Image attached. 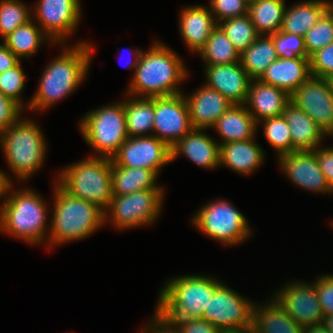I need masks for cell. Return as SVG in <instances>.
Segmentation results:
<instances>
[{"label": "cell", "instance_id": "cell-47", "mask_svg": "<svg viewBox=\"0 0 333 333\" xmlns=\"http://www.w3.org/2000/svg\"><path fill=\"white\" fill-rule=\"evenodd\" d=\"M155 313L154 320H151L152 324H148L146 329L143 328L142 333H181L174 323L162 317L157 311Z\"/></svg>", "mask_w": 333, "mask_h": 333}, {"label": "cell", "instance_id": "cell-7", "mask_svg": "<svg viewBox=\"0 0 333 333\" xmlns=\"http://www.w3.org/2000/svg\"><path fill=\"white\" fill-rule=\"evenodd\" d=\"M0 136L8 166L19 179L25 180L38 171L45 160L46 142L35 122L20 118Z\"/></svg>", "mask_w": 333, "mask_h": 333}, {"label": "cell", "instance_id": "cell-25", "mask_svg": "<svg viewBox=\"0 0 333 333\" xmlns=\"http://www.w3.org/2000/svg\"><path fill=\"white\" fill-rule=\"evenodd\" d=\"M254 138L220 144L219 165H225L239 174H250L264 161V150Z\"/></svg>", "mask_w": 333, "mask_h": 333}, {"label": "cell", "instance_id": "cell-43", "mask_svg": "<svg viewBox=\"0 0 333 333\" xmlns=\"http://www.w3.org/2000/svg\"><path fill=\"white\" fill-rule=\"evenodd\" d=\"M315 287L324 316L333 314V275L318 277Z\"/></svg>", "mask_w": 333, "mask_h": 333}, {"label": "cell", "instance_id": "cell-9", "mask_svg": "<svg viewBox=\"0 0 333 333\" xmlns=\"http://www.w3.org/2000/svg\"><path fill=\"white\" fill-rule=\"evenodd\" d=\"M195 215L192 222L197 229L223 244H239L251 235L246 217L222 199L203 206Z\"/></svg>", "mask_w": 333, "mask_h": 333}, {"label": "cell", "instance_id": "cell-41", "mask_svg": "<svg viewBox=\"0 0 333 333\" xmlns=\"http://www.w3.org/2000/svg\"><path fill=\"white\" fill-rule=\"evenodd\" d=\"M249 5L243 0H210V11L216 17L217 24L222 20L248 14ZM219 22H218V21Z\"/></svg>", "mask_w": 333, "mask_h": 333}, {"label": "cell", "instance_id": "cell-36", "mask_svg": "<svg viewBox=\"0 0 333 333\" xmlns=\"http://www.w3.org/2000/svg\"><path fill=\"white\" fill-rule=\"evenodd\" d=\"M264 136L268 143L278 152V157L293 152V141L290 128L284 116L266 118Z\"/></svg>", "mask_w": 333, "mask_h": 333}, {"label": "cell", "instance_id": "cell-55", "mask_svg": "<svg viewBox=\"0 0 333 333\" xmlns=\"http://www.w3.org/2000/svg\"><path fill=\"white\" fill-rule=\"evenodd\" d=\"M328 81H329V84H330V86H331V90H332V93H333V76H330V77L328 78Z\"/></svg>", "mask_w": 333, "mask_h": 333}, {"label": "cell", "instance_id": "cell-37", "mask_svg": "<svg viewBox=\"0 0 333 333\" xmlns=\"http://www.w3.org/2000/svg\"><path fill=\"white\" fill-rule=\"evenodd\" d=\"M26 6L20 0L0 1V37H6L17 27L31 20L33 15Z\"/></svg>", "mask_w": 333, "mask_h": 333}, {"label": "cell", "instance_id": "cell-50", "mask_svg": "<svg viewBox=\"0 0 333 333\" xmlns=\"http://www.w3.org/2000/svg\"><path fill=\"white\" fill-rule=\"evenodd\" d=\"M11 183V179H9L6 174H4L3 172H1L0 170V197L7 196V194H5L6 191V187L7 185Z\"/></svg>", "mask_w": 333, "mask_h": 333}, {"label": "cell", "instance_id": "cell-15", "mask_svg": "<svg viewBox=\"0 0 333 333\" xmlns=\"http://www.w3.org/2000/svg\"><path fill=\"white\" fill-rule=\"evenodd\" d=\"M35 7V18L50 37V42L65 44V38L76 30L80 22V0H40Z\"/></svg>", "mask_w": 333, "mask_h": 333}, {"label": "cell", "instance_id": "cell-1", "mask_svg": "<svg viewBox=\"0 0 333 333\" xmlns=\"http://www.w3.org/2000/svg\"><path fill=\"white\" fill-rule=\"evenodd\" d=\"M93 48L84 41L73 48H64L62 55L44 70L37 91L27 103L28 108L43 111L72 93L86 78Z\"/></svg>", "mask_w": 333, "mask_h": 333}, {"label": "cell", "instance_id": "cell-32", "mask_svg": "<svg viewBox=\"0 0 333 333\" xmlns=\"http://www.w3.org/2000/svg\"><path fill=\"white\" fill-rule=\"evenodd\" d=\"M131 99V100H130ZM124 101L126 129L128 137L145 136L153 132L155 118V97L130 98Z\"/></svg>", "mask_w": 333, "mask_h": 333}, {"label": "cell", "instance_id": "cell-17", "mask_svg": "<svg viewBox=\"0 0 333 333\" xmlns=\"http://www.w3.org/2000/svg\"><path fill=\"white\" fill-rule=\"evenodd\" d=\"M283 172L296 186L329 193V183L320 169L314 151H294L278 157Z\"/></svg>", "mask_w": 333, "mask_h": 333}, {"label": "cell", "instance_id": "cell-38", "mask_svg": "<svg viewBox=\"0 0 333 333\" xmlns=\"http://www.w3.org/2000/svg\"><path fill=\"white\" fill-rule=\"evenodd\" d=\"M307 56L333 42V15L327 10L304 36Z\"/></svg>", "mask_w": 333, "mask_h": 333}, {"label": "cell", "instance_id": "cell-56", "mask_svg": "<svg viewBox=\"0 0 333 333\" xmlns=\"http://www.w3.org/2000/svg\"><path fill=\"white\" fill-rule=\"evenodd\" d=\"M246 4L250 5L252 4L255 0H243Z\"/></svg>", "mask_w": 333, "mask_h": 333}, {"label": "cell", "instance_id": "cell-21", "mask_svg": "<svg viewBox=\"0 0 333 333\" xmlns=\"http://www.w3.org/2000/svg\"><path fill=\"white\" fill-rule=\"evenodd\" d=\"M204 129H193L171 147V161L180 154L202 168L219 166L220 143L203 133Z\"/></svg>", "mask_w": 333, "mask_h": 333}, {"label": "cell", "instance_id": "cell-4", "mask_svg": "<svg viewBox=\"0 0 333 333\" xmlns=\"http://www.w3.org/2000/svg\"><path fill=\"white\" fill-rule=\"evenodd\" d=\"M221 283L210 276L195 274L172 278L159 294L156 311L167 320L202 318Z\"/></svg>", "mask_w": 333, "mask_h": 333}, {"label": "cell", "instance_id": "cell-19", "mask_svg": "<svg viewBox=\"0 0 333 333\" xmlns=\"http://www.w3.org/2000/svg\"><path fill=\"white\" fill-rule=\"evenodd\" d=\"M254 82V83H253ZM290 95L278 87L252 79L245 105L255 122L259 124L266 118L280 117L290 103Z\"/></svg>", "mask_w": 333, "mask_h": 333}, {"label": "cell", "instance_id": "cell-22", "mask_svg": "<svg viewBox=\"0 0 333 333\" xmlns=\"http://www.w3.org/2000/svg\"><path fill=\"white\" fill-rule=\"evenodd\" d=\"M310 76L309 57L293 59L278 57L265 70L259 80L278 87L291 95Z\"/></svg>", "mask_w": 333, "mask_h": 333}, {"label": "cell", "instance_id": "cell-24", "mask_svg": "<svg viewBox=\"0 0 333 333\" xmlns=\"http://www.w3.org/2000/svg\"><path fill=\"white\" fill-rule=\"evenodd\" d=\"M290 128L294 151H314L323 137L324 131L303 110L289 103L283 113Z\"/></svg>", "mask_w": 333, "mask_h": 333}, {"label": "cell", "instance_id": "cell-35", "mask_svg": "<svg viewBox=\"0 0 333 333\" xmlns=\"http://www.w3.org/2000/svg\"><path fill=\"white\" fill-rule=\"evenodd\" d=\"M218 25L240 54L259 36L248 14L226 19L224 22L218 23Z\"/></svg>", "mask_w": 333, "mask_h": 333}, {"label": "cell", "instance_id": "cell-8", "mask_svg": "<svg viewBox=\"0 0 333 333\" xmlns=\"http://www.w3.org/2000/svg\"><path fill=\"white\" fill-rule=\"evenodd\" d=\"M79 124L84 140L99 157L111 159L128 139L124 102L89 111Z\"/></svg>", "mask_w": 333, "mask_h": 333}, {"label": "cell", "instance_id": "cell-33", "mask_svg": "<svg viewBox=\"0 0 333 333\" xmlns=\"http://www.w3.org/2000/svg\"><path fill=\"white\" fill-rule=\"evenodd\" d=\"M33 17L27 23L20 25L13 32L4 37V45L10 49L20 60L22 57H31L36 53L44 38L50 37L33 23ZM21 57V58H20Z\"/></svg>", "mask_w": 333, "mask_h": 333}, {"label": "cell", "instance_id": "cell-39", "mask_svg": "<svg viewBox=\"0 0 333 333\" xmlns=\"http://www.w3.org/2000/svg\"><path fill=\"white\" fill-rule=\"evenodd\" d=\"M276 53L281 58L308 57L304 37L292 33L278 31L272 35Z\"/></svg>", "mask_w": 333, "mask_h": 333}, {"label": "cell", "instance_id": "cell-23", "mask_svg": "<svg viewBox=\"0 0 333 333\" xmlns=\"http://www.w3.org/2000/svg\"><path fill=\"white\" fill-rule=\"evenodd\" d=\"M179 21L180 34L187 47L197 53L205 46L218 25L209 8L199 5L182 9Z\"/></svg>", "mask_w": 333, "mask_h": 333}, {"label": "cell", "instance_id": "cell-13", "mask_svg": "<svg viewBox=\"0 0 333 333\" xmlns=\"http://www.w3.org/2000/svg\"><path fill=\"white\" fill-rule=\"evenodd\" d=\"M111 160L118 166L146 168L157 175L171 161V148L151 134L128 137Z\"/></svg>", "mask_w": 333, "mask_h": 333}, {"label": "cell", "instance_id": "cell-16", "mask_svg": "<svg viewBox=\"0 0 333 333\" xmlns=\"http://www.w3.org/2000/svg\"><path fill=\"white\" fill-rule=\"evenodd\" d=\"M293 283V284H292ZM290 282L275 299L282 308L301 326L317 325L322 323L324 314L316 294L315 283L312 285L299 282Z\"/></svg>", "mask_w": 333, "mask_h": 333}, {"label": "cell", "instance_id": "cell-29", "mask_svg": "<svg viewBox=\"0 0 333 333\" xmlns=\"http://www.w3.org/2000/svg\"><path fill=\"white\" fill-rule=\"evenodd\" d=\"M157 174L146 168L122 167L111 160L113 195H128L146 189L161 188L156 185Z\"/></svg>", "mask_w": 333, "mask_h": 333}, {"label": "cell", "instance_id": "cell-3", "mask_svg": "<svg viewBox=\"0 0 333 333\" xmlns=\"http://www.w3.org/2000/svg\"><path fill=\"white\" fill-rule=\"evenodd\" d=\"M54 192V213L47 235L50 247L84 239L103 226L105 211L98 205L68 194L58 184Z\"/></svg>", "mask_w": 333, "mask_h": 333}, {"label": "cell", "instance_id": "cell-20", "mask_svg": "<svg viewBox=\"0 0 333 333\" xmlns=\"http://www.w3.org/2000/svg\"><path fill=\"white\" fill-rule=\"evenodd\" d=\"M191 123L194 129H207L213 127L217 120L233 105L217 90L205 84L189 98L185 96Z\"/></svg>", "mask_w": 333, "mask_h": 333}, {"label": "cell", "instance_id": "cell-44", "mask_svg": "<svg viewBox=\"0 0 333 333\" xmlns=\"http://www.w3.org/2000/svg\"><path fill=\"white\" fill-rule=\"evenodd\" d=\"M21 110L23 108L0 91V133L20 119Z\"/></svg>", "mask_w": 333, "mask_h": 333}, {"label": "cell", "instance_id": "cell-5", "mask_svg": "<svg viewBox=\"0 0 333 333\" xmlns=\"http://www.w3.org/2000/svg\"><path fill=\"white\" fill-rule=\"evenodd\" d=\"M11 188L12 184L9 183L5 191V194L9 193L8 198H4L5 202L0 207V229L6 234L28 241L27 243L43 242L48 234L45 229L48 213L45 202L32 189L12 192Z\"/></svg>", "mask_w": 333, "mask_h": 333}, {"label": "cell", "instance_id": "cell-54", "mask_svg": "<svg viewBox=\"0 0 333 333\" xmlns=\"http://www.w3.org/2000/svg\"><path fill=\"white\" fill-rule=\"evenodd\" d=\"M327 3H328V11L333 15V2L327 1Z\"/></svg>", "mask_w": 333, "mask_h": 333}, {"label": "cell", "instance_id": "cell-10", "mask_svg": "<svg viewBox=\"0 0 333 333\" xmlns=\"http://www.w3.org/2000/svg\"><path fill=\"white\" fill-rule=\"evenodd\" d=\"M164 189H146L128 195H113L105 211V222L111 218L117 229H129L140 225L152 224L161 211Z\"/></svg>", "mask_w": 333, "mask_h": 333}, {"label": "cell", "instance_id": "cell-52", "mask_svg": "<svg viewBox=\"0 0 333 333\" xmlns=\"http://www.w3.org/2000/svg\"><path fill=\"white\" fill-rule=\"evenodd\" d=\"M329 333H333V314L324 316L321 323Z\"/></svg>", "mask_w": 333, "mask_h": 333}, {"label": "cell", "instance_id": "cell-31", "mask_svg": "<svg viewBox=\"0 0 333 333\" xmlns=\"http://www.w3.org/2000/svg\"><path fill=\"white\" fill-rule=\"evenodd\" d=\"M284 0H255L248 7V15L259 35L280 31L284 18Z\"/></svg>", "mask_w": 333, "mask_h": 333}, {"label": "cell", "instance_id": "cell-2", "mask_svg": "<svg viewBox=\"0 0 333 333\" xmlns=\"http://www.w3.org/2000/svg\"><path fill=\"white\" fill-rule=\"evenodd\" d=\"M183 64L169 47L159 41L154 43L148 51L141 52L128 95L153 98L182 94L176 87L188 75Z\"/></svg>", "mask_w": 333, "mask_h": 333}, {"label": "cell", "instance_id": "cell-46", "mask_svg": "<svg viewBox=\"0 0 333 333\" xmlns=\"http://www.w3.org/2000/svg\"><path fill=\"white\" fill-rule=\"evenodd\" d=\"M314 152L316 153L320 169L330 185L333 182V147L321 148L319 146Z\"/></svg>", "mask_w": 333, "mask_h": 333}, {"label": "cell", "instance_id": "cell-48", "mask_svg": "<svg viewBox=\"0 0 333 333\" xmlns=\"http://www.w3.org/2000/svg\"><path fill=\"white\" fill-rule=\"evenodd\" d=\"M20 60L4 44H0V73L13 68Z\"/></svg>", "mask_w": 333, "mask_h": 333}, {"label": "cell", "instance_id": "cell-51", "mask_svg": "<svg viewBox=\"0 0 333 333\" xmlns=\"http://www.w3.org/2000/svg\"><path fill=\"white\" fill-rule=\"evenodd\" d=\"M220 333H255V330H254L253 326H247V327L237 328V329L221 330Z\"/></svg>", "mask_w": 333, "mask_h": 333}, {"label": "cell", "instance_id": "cell-57", "mask_svg": "<svg viewBox=\"0 0 333 333\" xmlns=\"http://www.w3.org/2000/svg\"><path fill=\"white\" fill-rule=\"evenodd\" d=\"M329 193H333V182L329 185Z\"/></svg>", "mask_w": 333, "mask_h": 333}, {"label": "cell", "instance_id": "cell-18", "mask_svg": "<svg viewBox=\"0 0 333 333\" xmlns=\"http://www.w3.org/2000/svg\"><path fill=\"white\" fill-rule=\"evenodd\" d=\"M205 67L207 87L217 90L233 104H245L252 78L240 62Z\"/></svg>", "mask_w": 333, "mask_h": 333}, {"label": "cell", "instance_id": "cell-34", "mask_svg": "<svg viewBox=\"0 0 333 333\" xmlns=\"http://www.w3.org/2000/svg\"><path fill=\"white\" fill-rule=\"evenodd\" d=\"M205 65H222L240 62V53L235 49L222 28L217 25L205 46L199 51Z\"/></svg>", "mask_w": 333, "mask_h": 333}, {"label": "cell", "instance_id": "cell-40", "mask_svg": "<svg viewBox=\"0 0 333 333\" xmlns=\"http://www.w3.org/2000/svg\"><path fill=\"white\" fill-rule=\"evenodd\" d=\"M26 76L21 66V61L11 69L0 73V91L8 98L12 99L21 108L24 106L20 99L25 88Z\"/></svg>", "mask_w": 333, "mask_h": 333}, {"label": "cell", "instance_id": "cell-45", "mask_svg": "<svg viewBox=\"0 0 333 333\" xmlns=\"http://www.w3.org/2000/svg\"><path fill=\"white\" fill-rule=\"evenodd\" d=\"M175 324L181 333H220L216 328L203 318L168 320Z\"/></svg>", "mask_w": 333, "mask_h": 333}, {"label": "cell", "instance_id": "cell-49", "mask_svg": "<svg viewBox=\"0 0 333 333\" xmlns=\"http://www.w3.org/2000/svg\"><path fill=\"white\" fill-rule=\"evenodd\" d=\"M303 333H329V332L322 324H317L304 327Z\"/></svg>", "mask_w": 333, "mask_h": 333}, {"label": "cell", "instance_id": "cell-53", "mask_svg": "<svg viewBox=\"0 0 333 333\" xmlns=\"http://www.w3.org/2000/svg\"><path fill=\"white\" fill-rule=\"evenodd\" d=\"M135 52H136V54H133L134 56H135V58H136V60H134L133 62H129L128 64H129V68L131 69V68H134V70L136 69V66H137V64H138V60H139V57H140V55H141V52L142 51H140L139 49H135Z\"/></svg>", "mask_w": 333, "mask_h": 333}, {"label": "cell", "instance_id": "cell-6", "mask_svg": "<svg viewBox=\"0 0 333 333\" xmlns=\"http://www.w3.org/2000/svg\"><path fill=\"white\" fill-rule=\"evenodd\" d=\"M58 177L56 183L65 192L107 211L113 198L110 158L96 154L65 167Z\"/></svg>", "mask_w": 333, "mask_h": 333}, {"label": "cell", "instance_id": "cell-26", "mask_svg": "<svg viewBox=\"0 0 333 333\" xmlns=\"http://www.w3.org/2000/svg\"><path fill=\"white\" fill-rule=\"evenodd\" d=\"M257 126L245 104H233L212 128L222 137L221 143H229L254 138Z\"/></svg>", "mask_w": 333, "mask_h": 333}, {"label": "cell", "instance_id": "cell-27", "mask_svg": "<svg viewBox=\"0 0 333 333\" xmlns=\"http://www.w3.org/2000/svg\"><path fill=\"white\" fill-rule=\"evenodd\" d=\"M267 305L253 308L252 325L255 333H303L301 327L274 299Z\"/></svg>", "mask_w": 333, "mask_h": 333}, {"label": "cell", "instance_id": "cell-28", "mask_svg": "<svg viewBox=\"0 0 333 333\" xmlns=\"http://www.w3.org/2000/svg\"><path fill=\"white\" fill-rule=\"evenodd\" d=\"M328 10L325 0H307L285 9L280 31L305 36Z\"/></svg>", "mask_w": 333, "mask_h": 333}, {"label": "cell", "instance_id": "cell-14", "mask_svg": "<svg viewBox=\"0 0 333 333\" xmlns=\"http://www.w3.org/2000/svg\"><path fill=\"white\" fill-rule=\"evenodd\" d=\"M291 103L303 110L326 135L333 130V93L328 79L310 76L291 95Z\"/></svg>", "mask_w": 333, "mask_h": 333}, {"label": "cell", "instance_id": "cell-12", "mask_svg": "<svg viewBox=\"0 0 333 333\" xmlns=\"http://www.w3.org/2000/svg\"><path fill=\"white\" fill-rule=\"evenodd\" d=\"M193 129L184 95L155 97L153 136L171 148Z\"/></svg>", "mask_w": 333, "mask_h": 333}, {"label": "cell", "instance_id": "cell-30", "mask_svg": "<svg viewBox=\"0 0 333 333\" xmlns=\"http://www.w3.org/2000/svg\"><path fill=\"white\" fill-rule=\"evenodd\" d=\"M277 59L275 43L270 35H259L240 54V63L252 79H259L271 63Z\"/></svg>", "mask_w": 333, "mask_h": 333}, {"label": "cell", "instance_id": "cell-42", "mask_svg": "<svg viewBox=\"0 0 333 333\" xmlns=\"http://www.w3.org/2000/svg\"><path fill=\"white\" fill-rule=\"evenodd\" d=\"M309 64L311 76L325 79L333 76V42L313 53Z\"/></svg>", "mask_w": 333, "mask_h": 333}, {"label": "cell", "instance_id": "cell-11", "mask_svg": "<svg viewBox=\"0 0 333 333\" xmlns=\"http://www.w3.org/2000/svg\"><path fill=\"white\" fill-rule=\"evenodd\" d=\"M254 305L221 283L204 309L202 318L220 330L253 326Z\"/></svg>", "mask_w": 333, "mask_h": 333}]
</instances>
